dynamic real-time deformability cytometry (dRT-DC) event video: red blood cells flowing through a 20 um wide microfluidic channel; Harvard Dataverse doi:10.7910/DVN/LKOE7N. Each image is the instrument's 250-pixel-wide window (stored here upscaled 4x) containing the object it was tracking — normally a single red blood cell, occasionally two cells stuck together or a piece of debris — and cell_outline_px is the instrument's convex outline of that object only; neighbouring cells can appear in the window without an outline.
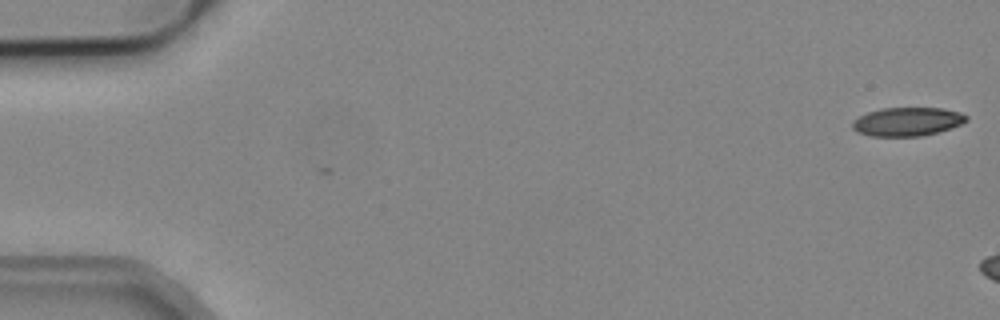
{"species": "common noctule bat (a hibernating species)", "species_latin": "Nyctalus noctula", "temperature_condition": "cold", "stored_images_in_passage": 5, "camera_frame_rate_fps": 3000, "um_per_image_px": 0.085, "animal": {"sex": "male", "body_mass_g": 19.2, "forearm_length_mm": 51.8}, "frame": {"image": 1, "passage_image": 1, "time_ms": 0.0, "image_size_px": [1000, 320], "cell_outline_px": [[968, 120], [960, 124], [936, 132], [920, 136], [872, 136], [856, 132], [852, 128], [852, 120], [868, 112], [884, 108], [940, 108], [960, 112], [968, 116]], "centroid_in_image_um": [77.09, 10.34], "position_along_channel_um": 7.9, "area_um2": 18.84}}
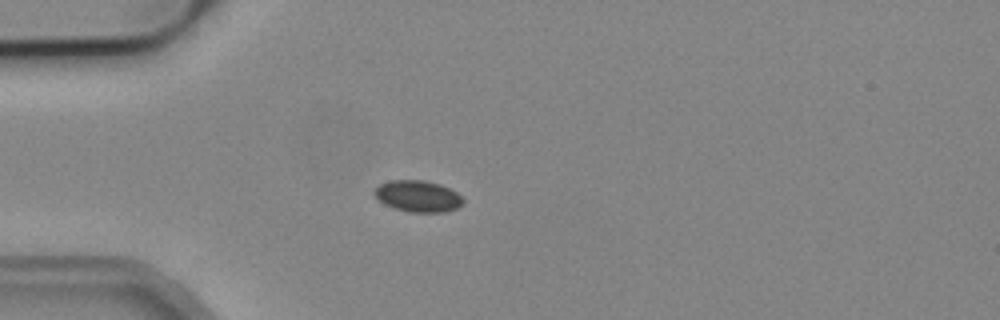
{"frame": {"image": 2, "passage_image": 5, "time_ms": 1.333, "image_size_px": [1000, 320], "cell_outline_px": [[464, 204], [456, 208], [444, 212], [408, 212], [384, 204], [372, 192], [380, 184], [392, 180], [424, 180], [440, 184], [456, 192], [464, 200]], "centroid_in_image_um": [35.53, 16.67], "position_along_channel_um": 49.5, "area_um2": 16.13}}